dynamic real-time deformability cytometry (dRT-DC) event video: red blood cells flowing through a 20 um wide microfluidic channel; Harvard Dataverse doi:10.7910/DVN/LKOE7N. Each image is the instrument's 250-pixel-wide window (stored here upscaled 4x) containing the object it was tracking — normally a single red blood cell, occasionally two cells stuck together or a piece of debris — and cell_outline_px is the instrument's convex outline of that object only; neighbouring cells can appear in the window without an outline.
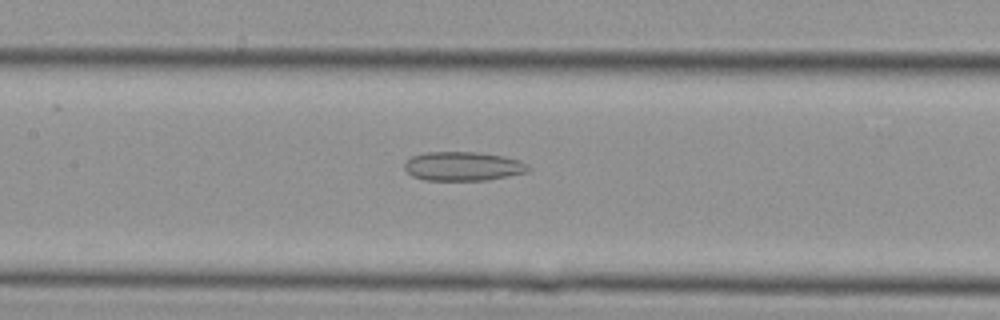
{"species": "Egyptian fruit bat (a non-hibernating species)", "species_latin": "Rousettus aegyptiacus", "temperature_condition": "cold", "stored_images_in_passage": 19, "camera_frame_rate_fps": 3000, "um_per_image_px": 0.085, "animal": {"sex": "female"}, "frame": {"image": 1, "passage_image": 8, "time_ms": 2.333, "image_size_px": [1000, 320], "cell_outline_px": [[532, 168], [528, 172], [488, 180], [424, 180], [412, 176], [404, 168], [404, 164], [412, 156], [428, 152], [476, 152], [504, 156], [516, 160]], "centroid_in_image_um": [39.34, 14.14], "position_along_channel_um": 168.1, "area_um2": 20.81}}
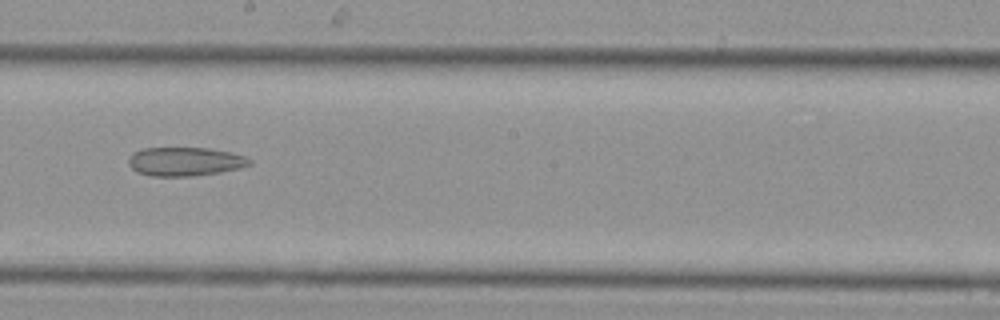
{"frame": {"image": 2, "passage_image": 11, "time_ms": 3.333, "image_size_px": [1000, 320], "cell_outline_px": [[252, 164], [220, 172], [192, 176], [152, 176], [136, 172], [128, 164], [128, 156], [132, 152], [144, 148], [208, 148], [232, 152], [244, 156], [252, 160]], "centroid_in_image_um": [15.69, 13.72], "position_along_channel_um": 232.5, "area_um2": 20.35}}
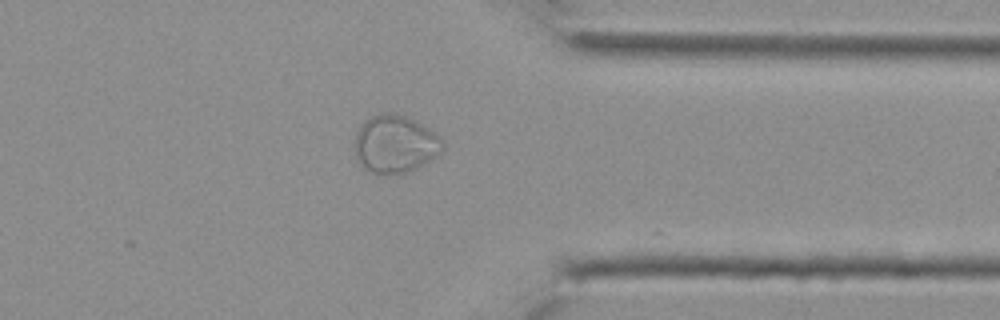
{"frame": {"image": 3, "passage_image": 18, "time_ms": 5.667, "image_size_px": [1000, 320], "cell_outline_px": [[444, 148], [440, 152], [416, 168], [408, 172], [388, 176], [368, 172], [356, 160], [356, 132], [364, 120], [380, 112], [388, 112], [404, 116], [420, 124], [432, 132], [444, 144]], "centroid_in_image_um": [33.52, 12.27], "position_along_channel_um": 377.9, "area_um2": 29.3}}